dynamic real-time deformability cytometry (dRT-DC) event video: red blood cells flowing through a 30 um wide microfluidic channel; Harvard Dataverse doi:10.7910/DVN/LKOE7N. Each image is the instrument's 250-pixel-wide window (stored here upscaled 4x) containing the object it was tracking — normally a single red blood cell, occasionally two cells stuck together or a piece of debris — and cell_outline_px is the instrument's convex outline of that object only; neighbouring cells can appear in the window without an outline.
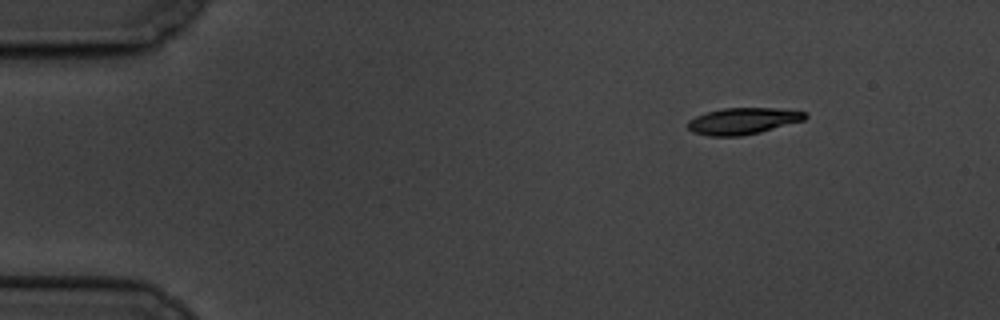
{"species": "common noctule bat (a hibernating species)", "species_latin": "Nyctalus noctula", "temperature_condition": "cold", "stored_images_in_passage": 5, "camera_frame_rate_fps": 3000, "um_per_image_px": 0.085, "animal": {"sex": "male", "body_mass_g": 19.5, "forearm_length_mm": 54.6}, "frame": {"image": 1, "passage_image": 1, "time_ms": 0.0, "image_size_px": [1000, 320], "cell_outline_px": [[808, 116], [804, 120], [760, 132], [740, 136], [708, 136], [692, 132], [688, 128], [688, 120], [696, 116], [708, 112], [724, 108], [776, 108], [804, 112]], "centroid_in_image_um": [63.13, 10.29], "position_along_channel_um": 21.9, "area_um2": 17.98}}
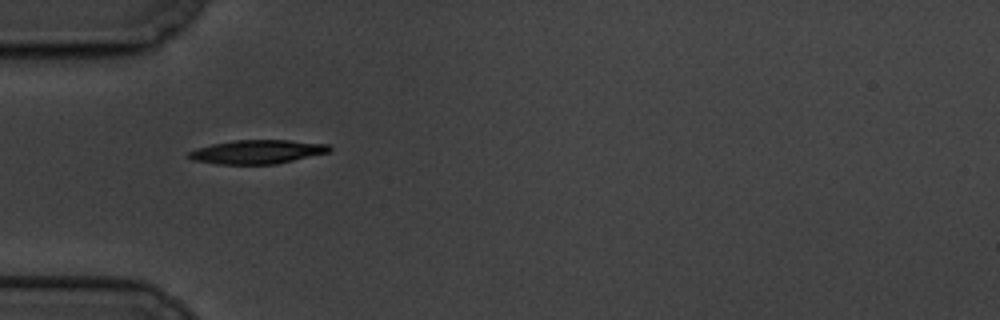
{"frame": {"image": 2, "passage_image": 4, "time_ms": 3.667, "image_size_px": [1000, 320], "cell_outline_px": [[332, 148], [328, 152], [276, 164], [216, 164], [192, 160], [184, 156], [188, 152], [196, 148], [212, 144], [232, 140], [288, 140], [332, 144]], "centroid_in_image_um": [21.83, 12.9], "position_along_channel_um": 63.2, "area_um2": 19.71}}